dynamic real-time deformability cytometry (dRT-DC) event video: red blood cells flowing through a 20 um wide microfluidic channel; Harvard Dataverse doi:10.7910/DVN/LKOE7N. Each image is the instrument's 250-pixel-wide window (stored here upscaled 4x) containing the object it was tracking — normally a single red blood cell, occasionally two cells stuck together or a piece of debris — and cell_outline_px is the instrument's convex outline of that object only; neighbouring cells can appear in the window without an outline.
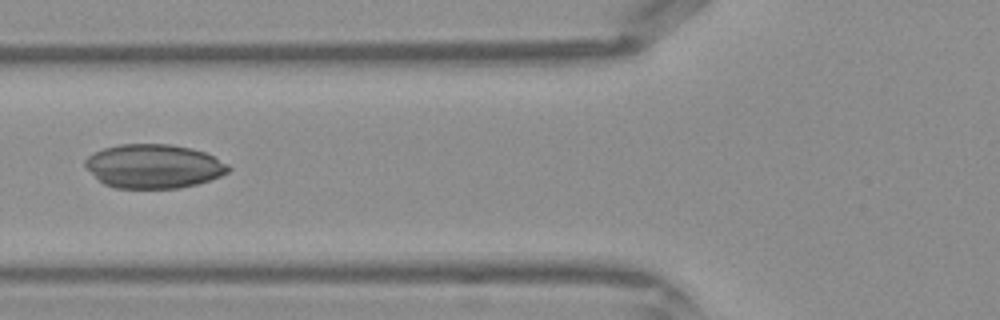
{"species": "Egyptian fruit bat (a non-hibernating species)", "species_latin": "Rousettus aegyptiacus", "temperature_condition": "warm", "stored_images_in_passage": 22, "camera_frame_rate_fps": 3000, "um_per_image_px": 0.085, "frame": {"image": 1, "passage_image": 4, "time_ms": 1.0, "image_size_px": [1000, 320], "cell_outline_px": [[232, 168], [228, 172], [220, 176], [196, 184], [180, 188], [116, 188], [104, 184], [84, 164], [84, 160], [88, 156], [104, 148], [120, 144], [172, 144], [192, 148], [204, 152], [228, 164]], "centroid_in_image_um": [13.08, 14.12], "position_along_channel_um": 112.7, "area_um2": 36.47}}
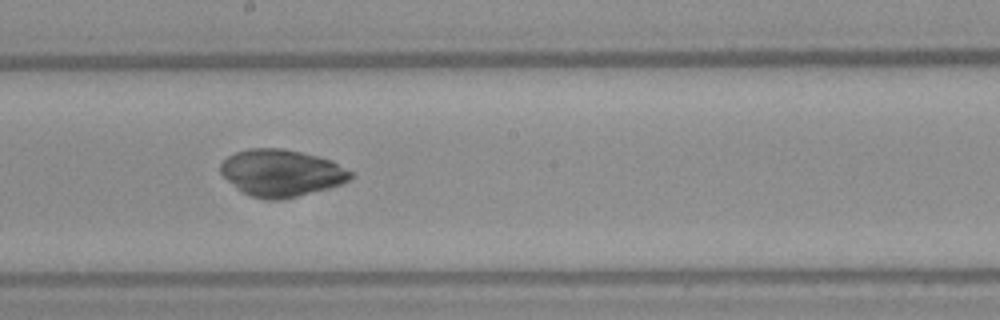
{"frame": {"image": 2, "passage_image": 11, "time_ms": 3.333, "image_size_px": [1000, 320], "cell_outline_px": [[352, 176], [348, 180], [340, 184], [328, 188], [296, 196], [252, 196], [240, 192], [220, 172], [220, 164], [228, 156], [236, 152], [248, 148], [284, 148], [304, 152], [332, 160], [352, 172]], "centroid_in_image_um": [23.91, 14.64], "position_along_channel_um": 224.3, "area_um2": 34.74}}
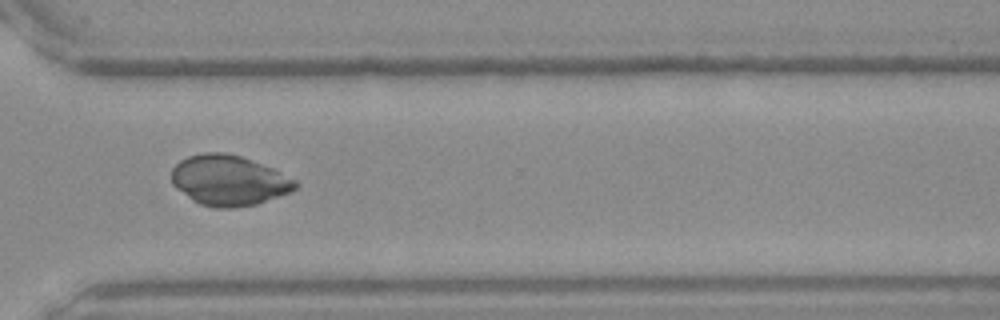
{"frame": {"image": 3, "passage_image": 19, "time_ms": 6.0, "image_size_px": [1000, 320], "cell_outline_px": [[296, 188], [292, 192], [256, 204], [232, 208], [216, 208], [200, 204], [192, 200], [176, 188], [172, 184], [172, 168], [180, 160], [188, 156], [204, 152], [224, 152], [240, 156], [272, 168], [296, 180]], "centroid_in_image_um": [19.43, 15.34], "position_along_channel_um": 351.2, "area_um2": 36.24}}